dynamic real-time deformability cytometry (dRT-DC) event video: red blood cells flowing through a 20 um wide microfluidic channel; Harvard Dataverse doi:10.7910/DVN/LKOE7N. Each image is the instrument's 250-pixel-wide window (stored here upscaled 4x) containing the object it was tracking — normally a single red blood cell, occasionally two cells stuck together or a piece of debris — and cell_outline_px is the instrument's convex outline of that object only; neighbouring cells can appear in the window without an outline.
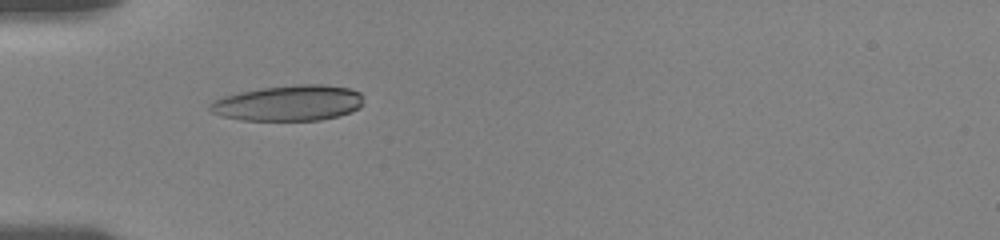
{"species": "human", "species_latin": "Homo sapiens", "temperature_condition": "room temperature", "stored_images_in_passage": 40, "camera_frame_rate_fps": 3000, "um_per_image_px": 0.085, "donor": {"sex": "female"}, "frame": {"image": 1, "passage_image": 2, "time_ms": 0.333, "image_size_px": [1000, 240], "cell_outline_px": [[364, 104], [360, 108], [352, 112], [320, 120], [240, 120], [220, 116], [212, 112], [208, 108], [208, 104], [212, 100], [224, 96], [240, 92], [260, 88], [296, 84], [324, 84], [348, 88], [360, 92], [364, 96]], "centroid_in_image_um": [24.55, 8.75], "position_along_channel_um": 60.5, "area_um2": 32.31}}
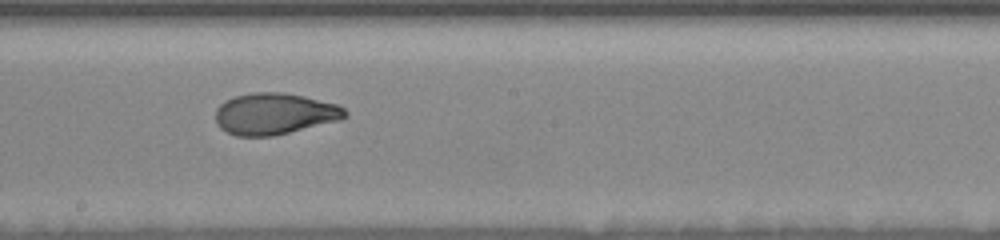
{"frame": {"image": 2, "passage_image": 16, "time_ms": 5.0, "image_size_px": [1000, 240], "cell_outline_px": [[348, 116], [340, 120], [272, 136], [236, 136], [220, 128], [216, 124], [216, 108], [224, 100], [236, 96], [252, 92], [280, 92], [304, 96], [340, 104], [348, 112]], "centroid_in_image_um": [23.35, 9.66], "position_along_channel_um": 224.9, "area_um2": 31.44}}
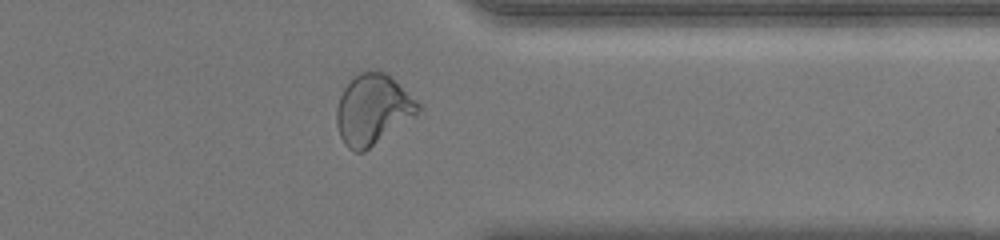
{"frame": {"image": 3, "passage_image": 29, "time_ms": 9.333, "image_size_px": [1000, 240], "cell_outline_px": [[424, 108], [416, 116], [364, 152], [356, 152], [348, 148], [344, 144], [340, 136], [336, 124], [336, 108], [340, 96], [344, 88], [360, 72], [388, 72]], "centroid_in_image_um": [31.71, 9.33], "position_along_channel_um": 379.7, "area_um2": 33.47}, "authors_computed_cell_mechanics": {"area_um2": 31.5299, "velocity_mm_per_s": 3.6319, "shape_relaxation_time_tau1_ms": 5.3459, "shape_relaxation_time_tau2_ms": 1.472, "deformation_change_tau1": 0.2253, "deformation_change_tau2": 0.0578}}